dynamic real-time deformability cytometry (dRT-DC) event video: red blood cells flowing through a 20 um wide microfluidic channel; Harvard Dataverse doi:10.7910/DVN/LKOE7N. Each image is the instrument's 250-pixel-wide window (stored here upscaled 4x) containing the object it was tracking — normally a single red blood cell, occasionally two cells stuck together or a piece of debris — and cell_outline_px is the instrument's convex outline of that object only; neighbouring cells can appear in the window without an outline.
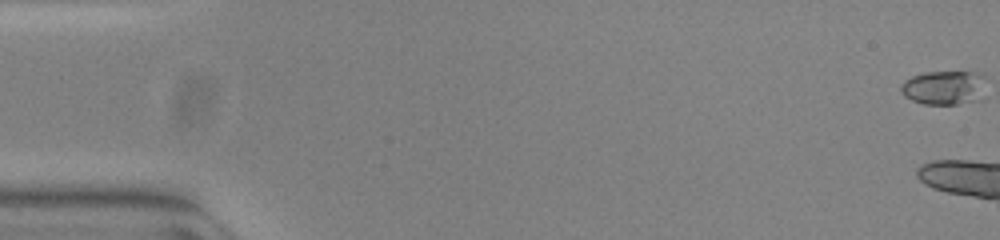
{"species": "common noctule bat (a hibernating species)", "species_latin": "Nyctalus noctula", "temperature_condition": "warm", "stored_images_in_passage": 13, "camera_frame_rate_fps": 3000, "um_per_image_px": 0.085, "animal": {"sex": "female", "body_mass_g": 23.0, "forearm_length_mm": 53.4}, "frame": {"image": 1, "passage_image": 1, "time_ms": 0.0, "image_size_px": [1000, 240], "cell_outline_px": [[984, 76], [980, 100], [956, 104], [924, 104], [912, 100], [904, 96], [900, 88], [900, 84], [904, 80], [912, 76], [928, 72], [972, 72]], "centroid_in_image_um": [80.19, 7.45], "position_along_channel_um": 4.8, "area_um2": 16.7}}